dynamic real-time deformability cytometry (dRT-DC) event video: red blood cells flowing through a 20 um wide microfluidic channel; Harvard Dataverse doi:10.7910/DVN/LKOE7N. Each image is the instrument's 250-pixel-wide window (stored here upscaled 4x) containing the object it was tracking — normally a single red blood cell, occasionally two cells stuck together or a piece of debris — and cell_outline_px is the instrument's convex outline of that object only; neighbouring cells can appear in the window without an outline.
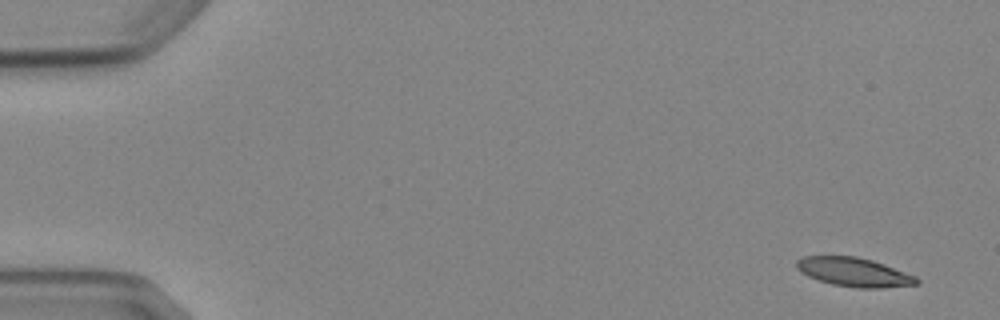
{"species": "Egyptian fruit bat (a non-hibernating species)", "species_latin": "Rousettus aegyptiacus", "temperature_condition": "cold", "stored_images_in_passage": 5, "camera_frame_rate_fps": 3000, "um_per_image_px": 0.085, "animal": {"sex": "female"}, "frame": {"image": 1, "passage_image": 1, "time_ms": 0.0, "image_size_px": [1000, 320], "cell_outline_px": [[920, 284], [880, 288], [856, 288], [832, 284], [808, 276], [800, 272], [796, 268], [796, 260], [800, 256], [856, 256], [872, 260], [884, 264], [916, 276], [920, 280]], "centroid_in_image_um": [72.59, 23.13], "position_along_channel_um": 12.4, "area_um2": 20.35}}